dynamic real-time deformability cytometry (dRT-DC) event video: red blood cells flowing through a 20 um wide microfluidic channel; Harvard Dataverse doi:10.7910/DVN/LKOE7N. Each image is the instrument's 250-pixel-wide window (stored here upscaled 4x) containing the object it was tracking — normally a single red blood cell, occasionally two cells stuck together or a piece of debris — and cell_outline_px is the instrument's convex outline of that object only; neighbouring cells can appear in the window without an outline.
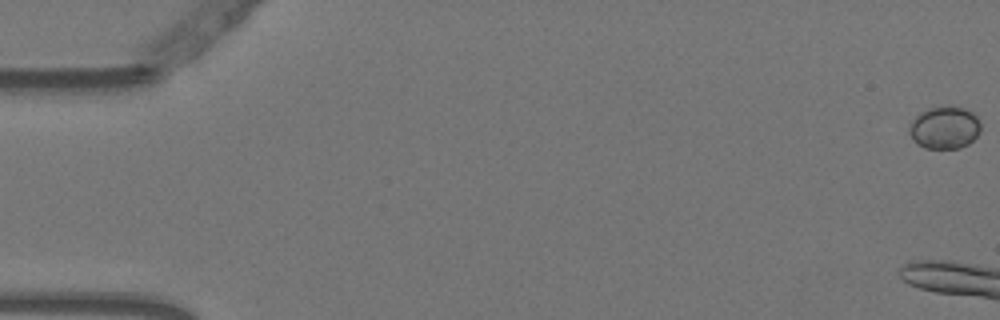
{"species": "Egyptian fruit bat (a non-hibernating species)", "species_latin": "Rousettus aegyptiacus", "temperature_condition": "warm", "stored_images_in_passage": 19, "camera_frame_rate_fps": 3000, "um_per_image_px": 0.085, "animal": {"sex": "female"}, "frame": {"image": 1, "passage_image": 1, "time_ms": 0.0, "image_size_px": [1000, 320], "cell_outline_px": [[980, 132], [968, 144], [960, 148], [924, 148], [912, 140], [908, 132], [908, 128], [912, 120], [920, 112], [928, 108], [948, 104], [964, 108], [972, 112], [976, 116], [980, 124]], "centroid_in_image_um": [80.26, 10.82], "position_along_channel_um": 4.7, "area_um2": 17.98}}